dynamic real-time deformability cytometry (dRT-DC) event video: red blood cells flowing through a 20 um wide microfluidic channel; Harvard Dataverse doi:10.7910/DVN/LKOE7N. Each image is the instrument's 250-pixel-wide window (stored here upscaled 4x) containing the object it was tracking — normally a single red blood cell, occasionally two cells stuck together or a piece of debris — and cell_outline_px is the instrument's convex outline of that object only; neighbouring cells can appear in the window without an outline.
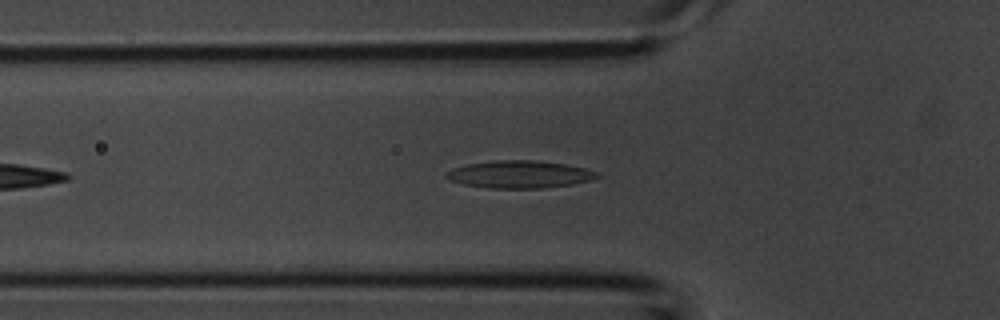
{"species": "common noctule bat (a hibernating species)", "species_latin": "Nyctalus noctula", "temperature_condition": "room temperature", "stored_images_in_passage": 24, "camera_frame_rate_fps": 3000, "um_per_image_px": 0.085, "animal": {"sex": "male", "body_mass_g": 20.1, "forearm_length_mm": 53.5}, "frame": {"image": 1, "passage_image": 7, "time_ms": 2.0, "image_size_px": [1000, 320], "cell_outline_px": [[600, 176], [592, 180], [572, 184], [540, 188], [492, 188], [464, 184], [452, 180], [444, 176], [452, 168], [468, 164], [492, 160], [532, 160], [564, 164], [584, 168], [596, 172]], "centroid_in_image_um": [44.17, 14.81], "position_along_channel_um": 81.6, "area_um2": 23.81}}
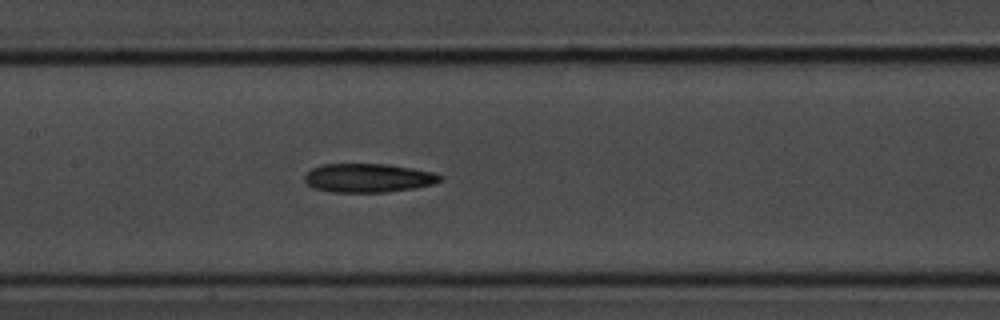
{"frame": {"image": 2, "passage_image": 13, "time_ms": 4.0, "image_size_px": [1000, 320], "cell_outline_px": [[444, 180], [432, 184], [412, 188], [384, 192], [332, 192], [312, 188], [304, 180], [304, 176], [312, 168], [320, 164], [388, 164], [412, 168], [432, 172], [444, 176]], "centroid_in_image_um": [31.29, 15.12], "position_along_channel_um": 176.1, "area_um2": 22.77}}
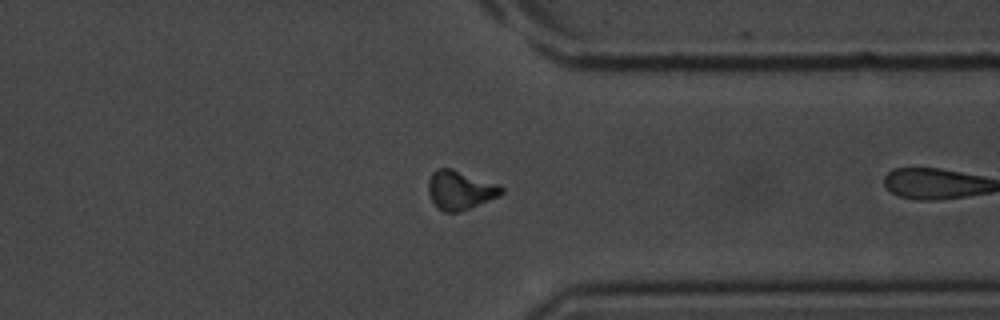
{"frame": {"image": 3, "passage_image": 23, "time_ms": 7.333, "image_size_px": [1000, 320], "cell_outline_px": [[504, 192], [500, 196], [460, 212], [444, 212], [432, 200], [428, 192], [428, 180], [432, 172], [436, 168], [452, 168], [500, 184], [504, 188]], "centroid_in_image_um": [39.14, 16.14], "position_along_channel_um": 372.3, "area_um2": 16.76}}